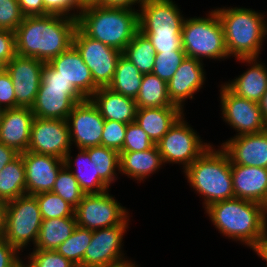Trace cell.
I'll use <instances>...</instances> for the list:
<instances>
[{"mask_svg": "<svg viewBox=\"0 0 267 267\" xmlns=\"http://www.w3.org/2000/svg\"><path fill=\"white\" fill-rule=\"evenodd\" d=\"M77 19L60 15L24 16L15 33L16 53L45 63L73 45Z\"/></svg>", "mask_w": 267, "mask_h": 267, "instance_id": "cell-1", "label": "cell"}, {"mask_svg": "<svg viewBox=\"0 0 267 267\" xmlns=\"http://www.w3.org/2000/svg\"><path fill=\"white\" fill-rule=\"evenodd\" d=\"M205 213L219 233L250 249L259 242L267 227L265 206L236 197L211 204Z\"/></svg>", "mask_w": 267, "mask_h": 267, "instance_id": "cell-2", "label": "cell"}, {"mask_svg": "<svg viewBox=\"0 0 267 267\" xmlns=\"http://www.w3.org/2000/svg\"><path fill=\"white\" fill-rule=\"evenodd\" d=\"M77 27L86 36L123 52L139 31V10L87 6L79 13Z\"/></svg>", "mask_w": 267, "mask_h": 267, "instance_id": "cell-3", "label": "cell"}, {"mask_svg": "<svg viewBox=\"0 0 267 267\" xmlns=\"http://www.w3.org/2000/svg\"><path fill=\"white\" fill-rule=\"evenodd\" d=\"M209 146L183 172L189 185L202 196L204 210L213 203L234 198L231 160L226 151Z\"/></svg>", "mask_w": 267, "mask_h": 267, "instance_id": "cell-4", "label": "cell"}, {"mask_svg": "<svg viewBox=\"0 0 267 267\" xmlns=\"http://www.w3.org/2000/svg\"><path fill=\"white\" fill-rule=\"evenodd\" d=\"M214 10L223 27L229 57L259 58L265 40L264 13L244 7H223Z\"/></svg>", "mask_w": 267, "mask_h": 267, "instance_id": "cell-5", "label": "cell"}, {"mask_svg": "<svg viewBox=\"0 0 267 267\" xmlns=\"http://www.w3.org/2000/svg\"><path fill=\"white\" fill-rule=\"evenodd\" d=\"M181 33L186 57L202 62L205 58L219 61L229 58L223 27L215 10L209 11L205 18H185Z\"/></svg>", "mask_w": 267, "mask_h": 267, "instance_id": "cell-6", "label": "cell"}, {"mask_svg": "<svg viewBox=\"0 0 267 267\" xmlns=\"http://www.w3.org/2000/svg\"><path fill=\"white\" fill-rule=\"evenodd\" d=\"M85 99L72 84H68L48 63H45L41 84L31 111L38 118L66 120L73 107Z\"/></svg>", "mask_w": 267, "mask_h": 267, "instance_id": "cell-7", "label": "cell"}, {"mask_svg": "<svg viewBox=\"0 0 267 267\" xmlns=\"http://www.w3.org/2000/svg\"><path fill=\"white\" fill-rule=\"evenodd\" d=\"M42 217L34 195H22L6 203L4 239L19 252L28 244L35 246Z\"/></svg>", "mask_w": 267, "mask_h": 267, "instance_id": "cell-8", "label": "cell"}, {"mask_svg": "<svg viewBox=\"0 0 267 267\" xmlns=\"http://www.w3.org/2000/svg\"><path fill=\"white\" fill-rule=\"evenodd\" d=\"M211 143L202 141L200 135L185 121L184 114L156 144L165 163L190 166Z\"/></svg>", "mask_w": 267, "mask_h": 267, "instance_id": "cell-9", "label": "cell"}, {"mask_svg": "<svg viewBox=\"0 0 267 267\" xmlns=\"http://www.w3.org/2000/svg\"><path fill=\"white\" fill-rule=\"evenodd\" d=\"M129 215L128 209L108 191L101 194H85L75 208L77 226L91 231L122 224Z\"/></svg>", "mask_w": 267, "mask_h": 267, "instance_id": "cell-10", "label": "cell"}, {"mask_svg": "<svg viewBox=\"0 0 267 267\" xmlns=\"http://www.w3.org/2000/svg\"><path fill=\"white\" fill-rule=\"evenodd\" d=\"M73 46L90 69L94 83L98 87H108L122 52L86 36L78 27L74 33Z\"/></svg>", "mask_w": 267, "mask_h": 267, "instance_id": "cell-11", "label": "cell"}, {"mask_svg": "<svg viewBox=\"0 0 267 267\" xmlns=\"http://www.w3.org/2000/svg\"><path fill=\"white\" fill-rule=\"evenodd\" d=\"M220 86L222 119L237 131L235 136L256 134L267 129L257 102L237 96L225 84Z\"/></svg>", "mask_w": 267, "mask_h": 267, "instance_id": "cell-12", "label": "cell"}, {"mask_svg": "<svg viewBox=\"0 0 267 267\" xmlns=\"http://www.w3.org/2000/svg\"><path fill=\"white\" fill-rule=\"evenodd\" d=\"M129 217L109 228L92 231V238L85 250L83 267H109L126 261L122 251L123 237L128 229Z\"/></svg>", "mask_w": 267, "mask_h": 267, "instance_id": "cell-13", "label": "cell"}, {"mask_svg": "<svg viewBox=\"0 0 267 267\" xmlns=\"http://www.w3.org/2000/svg\"><path fill=\"white\" fill-rule=\"evenodd\" d=\"M69 127L66 120L35 117L27 151L65 159L71 150Z\"/></svg>", "mask_w": 267, "mask_h": 267, "instance_id": "cell-14", "label": "cell"}, {"mask_svg": "<svg viewBox=\"0 0 267 267\" xmlns=\"http://www.w3.org/2000/svg\"><path fill=\"white\" fill-rule=\"evenodd\" d=\"M71 144L77 149L101 145L105 119L90 99L77 103L68 115Z\"/></svg>", "mask_w": 267, "mask_h": 267, "instance_id": "cell-15", "label": "cell"}, {"mask_svg": "<svg viewBox=\"0 0 267 267\" xmlns=\"http://www.w3.org/2000/svg\"><path fill=\"white\" fill-rule=\"evenodd\" d=\"M45 62L33 57L16 55L5 65L15 90L16 108H31L35 102Z\"/></svg>", "mask_w": 267, "mask_h": 267, "instance_id": "cell-16", "label": "cell"}, {"mask_svg": "<svg viewBox=\"0 0 267 267\" xmlns=\"http://www.w3.org/2000/svg\"><path fill=\"white\" fill-rule=\"evenodd\" d=\"M177 5L173 0H145L139 9V31L143 34L181 33L185 17Z\"/></svg>", "mask_w": 267, "mask_h": 267, "instance_id": "cell-17", "label": "cell"}, {"mask_svg": "<svg viewBox=\"0 0 267 267\" xmlns=\"http://www.w3.org/2000/svg\"><path fill=\"white\" fill-rule=\"evenodd\" d=\"M22 158L25 165L26 194L52 191L57 175L65 165L64 160L31 151L22 153Z\"/></svg>", "mask_w": 267, "mask_h": 267, "instance_id": "cell-18", "label": "cell"}, {"mask_svg": "<svg viewBox=\"0 0 267 267\" xmlns=\"http://www.w3.org/2000/svg\"><path fill=\"white\" fill-rule=\"evenodd\" d=\"M204 63L195 58L186 57L173 77L167 82L168 96L171 103L184 111V102L194 99L206 80Z\"/></svg>", "mask_w": 267, "mask_h": 267, "instance_id": "cell-19", "label": "cell"}, {"mask_svg": "<svg viewBox=\"0 0 267 267\" xmlns=\"http://www.w3.org/2000/svg\"><path fill=\"white\" fill-rule=\"evenodd\" d=\"M47 63L86 99L99 89L92 79L90 69L73 45Z\"/></svg>", "mask_w": 267, "mask_h": 267, "instance_id": "cell-20", "label": "cell"}, {"mask_svg": "<svg viewBox=\"0 0 267 267\" xmlns=\"http://www.w3.org/2000/svg\"><path fill=\"white\" fill-rule=\"evenodd\" d=\"M229 139L221 147L229 155L231 164L267 168V129Z\"/></svg>", "mask_w": 267, "mask_h": 267, "instance_id": "cell-21", "label": "cell"}, {"mask_svg": "<svg viewBox=\"0 0 267 267\" xmlns=\"http://www.w3.org/2000/svg\"><path fill=\"white\" fill-rule=\"evenodd\" d=\"M34 118L31 108L4 109L0 123V143L13 148L19 154L26 152Z\"/></svg>", "mask_w": 267, "mask_h": 267, "instance_id": "cell-22", "label": "cell"}, {"mask_svg": "<svg viewBox=\"0 0 267 267\" xmlns=\"http://www.w3.org/2000/svg\"><path fill=\"white\" fill-rule=\"evenodd\" d=\"M234 196L267 208V168L231 164Z\"/></svg>", "mask_w": 267, "mask_h": 267, "instance_id": "cell-23", "label": "cell"}, {"mask_svg": "<svg viewBox=\"0 0 267 267\" xmlns=\"http://www.w3.org/2000/svg\"><path fill=\"white\" fill-rule=\"evenodd\" d=\"M257 59L237 58L238 62L241 61V63H247L248 66H251L236 79L224 84L237 96L258 103L267 90V68L265 63Z\"/></svg>", "mask_w": 267, "mask_h": 267, "instance_id": "cell-24", "label": "cell"}, {"mask_svg": "<svg viewBox=\"0 0 267 267\" xmlns=\"http://www.w3.org/2000/svg\"><path fill=\"white\" fill-rule=\"evenodd\" d=\"M89 99L105 120L126 124L135 121L138 109L135 99L121 95L109 87H99Z\"/></svg>", "mask_w": 267, "mask_h": 267, "instance_id": "cell-25", "label": "cell"}, {"mask_svg": "<svg viewBox=\"0 0 267 267\" xmlns=\"http://www.w3.org/2000/svg\"><path fill=\"white\" fill-rule=\"evenodd\" d=\"M183 114L179 107L138 108L135 122L156 145Z\"/></svg>", "mask_w": 267, "mask_h": 267, "instance_id": "cell-26", "label": "cell"}, {"mask_svg": "<svg viewBox=\"0 0 267 267\" xmlns=\"http://www.w3.org/2000/svg\"><path fill=\"white\" fill-rule=\"evenodd\" d=\"M164 162L157 145L150 149L137 152H120V174H125L130 179L144 181L156 173Z\"/></svg>", "mask_w": 267, "mask_h": 267, "instance_id": "cell-27", "label": "cell"}, {"mask_svg": "<svg viewBox=\"0 0 267 267\" xmlns=\"http://www.w3.org/2000/svg\"><path fill=\"white\" fill-rule=\"evenodd\" d=\"M71 150L64 159L65 165L73 173L81 190L85 194H101L109 191V187L96 174L94 163L90 161L89 153L85 149H78V154L74 158ZM74 166V168H73Z\"/></svg>", "mask_w": 267, "mask_h": 267, "instance_id": "cell-28", "label": "cell"}, {"mask_svg": "<svg viewBox=\"0 0 267 267\" xmlns=\"http://www.w3.org/2000/svg\"><path fill=\"white\" fill-rule=\"evenodd\" d=\"M77 226L76 217L42 219L37 242L32 249L55 250Z\"/></svg>", "mask_w": 267, "mask_h": 267, "instance_id": "cell-29", "label": "cell"}, {"mask_svg": "<svg viewBox=\"0 0 267 267\" xmlns=\"http://www.w3.org/2000/svg\"><path fill=\"white\" fill-rule=\"evenodd\" d=\"M25 194V165L19 154L0 171V201L7 203Z\"/></svg>", "mask_w": 267, "mask_h": 267, "instance_id": "cell-30", "label": "cell"}, {"mask_svg": "<svg viewBox=\"0 0 267 267\" xmlns=\"http://www.w3.org/2000/svg\"><path fill=\"white\" fill-rule=\"evenodd\" d=\"M143 74L123 54L119 57L109 88L126 97L136 99L141 87Z\"/></svg>", "mask_w": 267, "mask_h": 267, "instance_id": "cell-31", "label": "cell"}, {"mask_svg": "<svg viewBox=\"0 0 267 267\" xmlns=\"http://www.w3.org/2000/svg\"><path fill=\"white\" fill-rule=\"evenodd\" d=\"M135 101L138 108L177 107L169 99L167 82L153 73L143 74Z\"/></svg>", "mask_w": 267, "mask_h": 267, "instance_id": "cell-32", "label": "cell"}, {"mask_svg": "<svg viewBox=\"0 0 267 267\" xmlns=\"http://www.w3.org/2000/svg\"><path fill=\"white\" fill-rule=\"evenodd\" d=\"M89 153L90 161L94 163L96 174L110 187L118 178L120 172V153L102 145L85 148ZM117 176V177H116Z\"/></svg>", "mask_w": 267, "mask_h": 267, "instance_id": "cell-33", "label": "cell"}, {"mask_svg": "<svg viewBox=\"0 0 267 267\" xmlns=\"http://www.w3.org/2000/svg\"><path fill=\"white\" fill-rule=\"evenodd\" d=\"M122 54L130 60L142 74L152 73L156 52L149 38L141 31L135 34Z\"/></svg>", "mask_w": 267, "mask_h": 267, "instance_id": "cell-34", "label": "cell"}, {"mask_svg": "<svg viewBox=\"0 0 267 267\" xmlns=\"http://www.w3.org/2000/svg\"><path fill=\"white\" fill-rule=\"evenodd\" d=\"M92 238V231L76 226L74 232L55 250L67 258L76 267H83V258L86 248Z\"/></svg>", "mask_w": 267, "mask_h": 267, "instance_id": "cell-35", "label": "cell"}, {"mask_svg": "<svg viewBox=\"0 0 267 267\" xmlns=\"http://www.w3.org/2000/svg\"><path fill=\"white\" fill-rule=\"evenodd\" d=\"M34 196L42 219L75 217V208L56 193L49 191Z\"/></svg>", "mask_w": 267, "mask_h": 267, "instance_id": "cell-36", "label": "cell"}, {"mask_svg": "<svg viewBox=\"0 0 267 267\" xmlns=\"http://www.w3.org/2000/svg\"><path fill=\"white\" fill-rule=\"evenodd\" d=\"M52 192L62 197L66 202L76 208L85 193L81 190L73 173L64 165L55 180Z\"/></svg>", "mask_w": 267, "mask_h": 267, "instance_id": "cell-37", "label": "cell"}, {"mask_svg": "<svg viewBox=\"0 0 267 267\" xmlns=\"http://www.w3.org/2000/svg\"><path fill=\"white\" fill-rule=\"evenodd\" d=\"M185 58V51L156 53L152 73L168 82Z\"/></svg>", "mask_w": 267, "mask_h": 267, "instance_id": "cell-38", "label": "cell"}, {"mask_svg": "<svg viewBox=\"0 0 267 267\" xmlns=\"http://www.w3.org/2000/svg\"><path fill=\"white\" fill-rule=\"evenodd\" d=\"M27 257L26 267H76L56 250L33 249Z\"/></svg>", "mask_w": 267, "mask_h": 267, "instance_id": "cell-39", "label": "cell"}, {"mask_svg": "<svg viewBox=\"0 0 267 267\" xmlns=\"http://www.w3.org/2000/svg\"><path fill=\"white\" fill-rule=\"evenodd\" d=\"M155 146L146 132L134 121L127 124L121 152H137Z\"/></svg>", "mask_w": 267, "mask_h": 267, "instance_id": "cell-40", "label": "cell"}, {"mask_svg": "<svg viewBox=\"0 0 267 267\" xmlns=\"http://www.w3.org/2000/svg\"><path fill=\"white\" fill-rule=\"evenodd\" d=\"M126 127V123L113 120H105L101 145L120 153L123 149Z\"/></svg>", "mask_w": 267, "mask_h": 267, "instance_id": "cell-41", "label": "cell"}, {"mask_svg": "<svg viewBox=\"0 0 267 267\" xmlns=\"http://www.w3.org/2000/svg\"><path fill=\"white\" fill-rule=\"evenodd\" d=\"M23 18L18 0H0V29L15 31Z\"/></svg>", "mask_w": 267, "mask_h": 267, "instance_id": "cell-42", "label": "cell"}, {"mask_svg": "<svg viewBox=\"0 0 267 267\" xmlns=\"http://www.w3.org/2000/svg\"><path fill=\"white\" fill-rule=\"evenodd\" d=\"M43 3L45 15H60L77 19L82 10L78 0H43Z\"/></svg>", "mask_w": 267, "mask_h": 267, "instance_id": "cell-43", "label": "cell"}, {"mask_svg": "<svg viewBox=\"0 0 267 267\" xmlns=\"http://www.w3.org/2000/svg\"><path fill=\"white\" fill-rule=\"evenodd\" d=\"M144 35L149 38L156 53L184 51L182 47V33Z\"/></svg>", "mask_w": 267, "mask_h": 267, "instance_id": "cell-44", "label": "cell"}, {"mask_svg": "<svg viewBox=\"0 0 267 267\" xmlns=\"http://www.w3.org/2000/svg\"><path fill=\"white\" fill-rule=\"evenodd\" d=\"M16 55L14 31L0 29V63L5 66Z\"/></svg>", "mask_w": 267, "mask_h": 267, "instance_id": "cell-45", "label": "cell"}, {"mask_svg": "<svg viewBox=\"0 0 267 267\" xmlns=\"http://www.w3.org/2000/svg\"><path fill=\"white\" fill-rule=\"evenodd\" d=\"M0 107L16 108L15 90L10 75L4 70L0 74Z\"/></svg>", "mask_w": 267, "mask_h": 267, "instance_id": "cell-46", "label": "cell"}, {"mask_svg": "<svg viewBox=\"0 0 267 267\" xmlns=\"http://www.w3.org/2000/svg\"><path fill=\"white\" fill-rule=\"evenodd\" d=\"M20 253L4 238L0 239V267H18L23 263Z\"/></svg>", "mask_w": 267, "mask_h": 267, "instance_id": "cell-47", "label": "cell"}, {"mask_svg": "<svg viewBox=\"0 0 267 267\" xmlns=\"http://www.w3.org/2000/svg\"><path fill=\"white\" fill-rule=\"evenodd\" d=\"M18 3L24 16L45 15L43 0H18Z\"/></svg>", "mask_w": 267, "mask_h": 267, "instance_id": "cell-48", "label": "cell"}, {"mask_svg": "<svg viewBox=\"0 0 267 267\" xmlns=\"http://www.w3.org/2000/svg\"><path fill=\"white\" fill-rule=\"evenodd\" d=\"M144 1L145 0H99L96 5L104 7H122L137 10L135 9V5L138 4L140 9V6L144 3Z\"/></svg>", "mask_w": 267, "mask_h": 267, "instance_id": "cell-49", "label": "cell"}, {"mask_svg": "<svg viewBox=\"0 0 267 267\" xmlns=\"http://www.w3.org/2000/svg\"><path fill=\"white\" fill-rule=\"evenodd\" d=\"M19 153L13 148H10L3 143H0V171L12 160H14Z\"/></svg>", "mask_w": 267, "mask_h": 267, "instance_id": "cell-50", "label": "cell"}, {"mask_svg": "<svg viewBox=\"0 0 267 267\" xmlns=\"http://www.w3.org/2000/svg\"><path fill=\"white\" fill-rule=\"evenodd\" d=\"M252 250L267 263V227L264 231L263 236L259 239V242L254 246Z\"/></svg>", "mask_w": 267, "mask_h": 267, "instance_id": "cell-51", "label": "cell"}, {"mask_svg": "<svg viewBox=\"0 0 267 267\" xmlns=\"http://www.w3.org/2000/svg\"><path fill=\"white\" fill-rule=\"evenodd\" d=\"M5 210L6 203L0 201V239L4 238Z\"/></svg>", "mask_w": 267, "mask_h": 267, "instance_id": "cell-52", "label": "cell"}, {"mask_svg": "<svg viewBox=\"0 0 267 267\" xmlns=\"http://www.w3.org/2000/svg\"><path fill=\"white\" fill-rule=\"evenodd\" d=\"M261 110L262 118L267 123V90L265 91L262 99L258 102Z\"/></svg>", "mask_w": 267, "mask_h": 267, "instance_id": "cell-53", "label": "cell"}, {"mask_svg": "<svg viewBox=\"0 0 267 267\" xmlns=\"http://www.w3.org/2000/svg\"><path fill=\"white\" fill-rule=\"evenodd\" d=\"M109 267H139V266L136 265L135 262H132V260H126L124 262Z\"/></svg>", "mask_w": 267, "mask_h": 267, "instance_id": "cell-54", "label": "cell"}, {"mask_svg": "<svg viewBox=\"0 0 267 267\" xmlns=\"http://www.w3.org/2000/svg\"><path fill=\"white\" fill-rule=\"evenodd\" d=\"M99 2V0H78L79 6L81 8L96 5Z\"/></svg>", "mask_w": 267, "mask_h": 267, "instance_id": "cell-55", "label": "cell"}, {"mask_svg": "<svg viewBox=\"0 0 267 267\" xmlns=\"http://www.w3.org/2000/svg\"><path fill=\"white\" fill-rule=\"evenodd\" d=\"M266 18L264 20V39H266V35H267V22H266Z\"/></svg>", "mask_w": 267, "mask_h": 267, "instance_id": "cell-56", "label": "cell"}, {"mask_svg": "<svg viewBox=\"0 0 267 267\" xmlns=\"http://www.w3.org/2000/svg\"><path fill=\"white\" fill-rule=\"evenodd\" d=\"M3 112H4V109L0 107V123H1L2 116H3Z\"/></svg>", "mask_w": 267, "mask_h": 267, "instance_id": "cell-57", "label": "cell"}, {"mask_svg": "<svg viewBox=\"0 0 267 267\" xmlns=\"http://www.w3.org/2000/svg\"><path fill=\"white\" fill-rule=\"evenodd\" d=\"M5 70V66L0 63V74Z\"/></svg>", "mask_w": 267, "mask_h": 267, "instance_id": "cell-58", "label": "cell"}, {"mask_svg": "<svg viewBox=\"0 0 267 267\" xmlns=\"http://www.w3.org/2000/svg\"><path fill=\"white\" fill-rule=\"evenodd\" d=\"M18 267H26L24 264V260H23V263H21Z\"/></svg>", "mask_w": 267, "mask_h": 267, "instance_id": "cell-59", "label": "cell"}]
</instances>
